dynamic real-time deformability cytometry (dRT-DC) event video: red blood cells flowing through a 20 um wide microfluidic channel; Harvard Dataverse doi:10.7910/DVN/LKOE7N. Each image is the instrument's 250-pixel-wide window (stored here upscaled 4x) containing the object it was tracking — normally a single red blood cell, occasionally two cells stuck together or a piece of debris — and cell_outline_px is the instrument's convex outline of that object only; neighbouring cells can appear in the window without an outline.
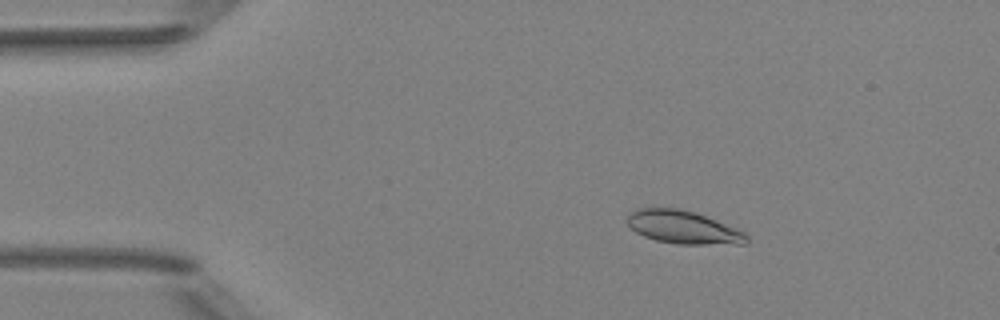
{"species": "Egyptian fruit bat (a non-hibernating species)", "species_latin": "Rousettus aegyptiacus", "temperature_condition": "room temperature", "stored_images_in_passage": 47, "camera_frame_rate_fps": 3000, "um_per_image_px": 0.085, "animal": {"sex": "female"}, "frame": {"image": 1, "passage_image": 4, "time_ms": 1.0, "image_size_px": [1000, 320], "cell_outline_px": [[748, 244], [676, 244], [656, 240], [644, 236], [636, 232], [628, 224], [628, 216], [636, 208], [652, 204], [680, 208], [696, 212], [736, 228], [744, 232], [748, 236]], "centroid_in_image_um": [58.04, 19.27], "position_along_channel_um": 27.0, "area_um2": 23.58}}
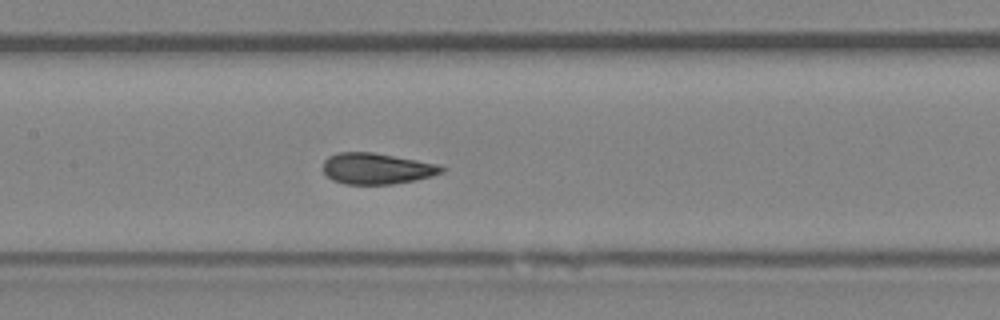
{"frame": {"image": 2, "passage_image": 20, "time_ms": 6.333, "image_size_px": [1000, 320], "cell_outline_px": [[448, 168], [444, 172], [432, 176], [416, 180], [392, 184], [344, 184], [332, 180], [324, 172], [324, 160], [328, 156], [340, 152], [372, 152], [416, 160], [436, 164]], "centroid_in_image_um": [32.04, 14.33], "position_along_channel_um": 175.4, "area_um2": 21.44}}
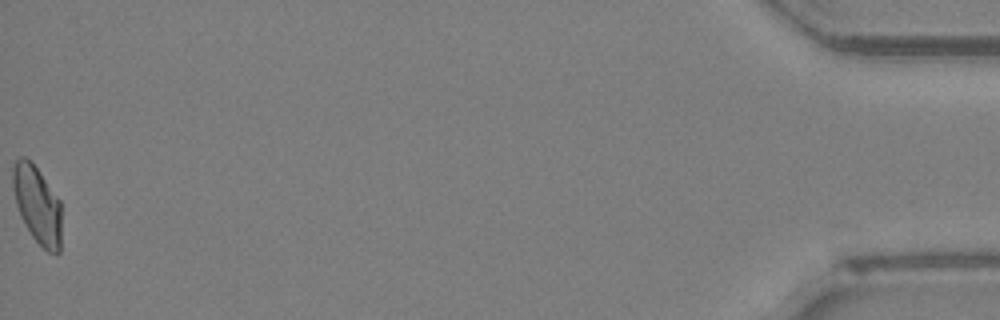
{"frame": {"image": 3, "passage_image": 47, "time_ms": 15.333, "image_size_px": [1000, 320], "cell_outline_px": [[60, 252], [56, 256], [48, 252], [32, 236], [24, 224], [20, 216], [16, 204], [12, 188], [12, 168], [16, 160], [20, 156], [24, 156], [36, 168], [60, 200]], "centroid_in_image_um": [3.15, 17.42], "position_along_channel_um": 432.1, "area_um2": 21.85}, "authors_computed_cell_mechanics": {"area_um2": 21.9062, "velocity_mm_per_s": 3.9861, "shape_relaxation_time_tau1_ms": 2.8772, "shape_relaxation_time_tau2_ms": 0.8361, "deformation_change_tau1": 0.1135, "deformation_change_tau2": 0.0478}}